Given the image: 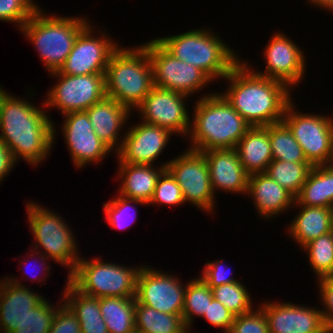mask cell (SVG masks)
Here are the masks:
<instances>
[{
    "instance_id": "1",
    "label": "cell",
    "mask_w": 333,
    "mask_h": 333,
    "mask_svg": "<svg viewBox=\"0 0 333 333\" xmlns=\"http://www.w3.org/2000/svg\"><path fill=\"white\" fill-rule=\"evenodd\" d=\"M31 102L9 92L5 95L0 108V140L16 162L22 158L36 168L52 153L57 134L45 104L38 107Z\"/></svg>"
},
{
    "instance_id": "2",
    "label": "cell",
    "mask_w": 333,
    "mask_h": 333,
    "mask_svg": "<svg viewBox=\"0 0 333 333\" xmlns=\"http://www.w3.org/2000/svg\"><path fill=\"white\" fill-rule=\"evenodd\" d=\"M246 62L240 60L232 68L224 78L229 87L220 94L251 127L281 122L293 99L292 90L280 81L257 74Z\"/></svg>"
},
{
    "instance_id": "3",
    "label": "cell",
    "mask_w": 333,
    "mask_h": 333,
    "mask_svg": "<svg viewBox=\"0 0 333 333\" xmlns=\"http://www.w3.org/2000/svg\"><path fill=\"white\" fill-rule=\"evenodd\" d=\"M201 96L194 103L188 148L201 152L235 148L251 126L220 92Z\"/></svg>"
},
{
    "instance_id": "4",
    "label": "cell",
    "mask_w": 333,
    "mask_h": 333,
    "mask_svg": "<svg viewBox=\"0 0 333 333\" xmlns=\"http://www.w3.org/2000/svg\"><path fill=\"white\" fill-rule=\"evenodd\" d=\"M155 39L171 55L202 70L212 81L224 79L241 60L233 47L210 28Z\"/></svg>"
},
{
    "instance_id": "5",
    "label": "cell",
    "mask_w": 333,
    "mask_h": 333,
    "mask_svg": "<svg viewBox=\"0 0 333 333\" xmlns=\"http://www.w3.org/2000/svg\"><path fill=\"white\" fill-rule=\"evenodd\" d=\"M140 45L119 46L111 55L105 73L106 97L131 111L154 87L151 61L146 48Z\"/></svg>"
},
{
    "instance_id": "6",
    "label": "cell",
    "mask_w": 333,
    "mask_h": 333,
    "mask_svg": "<svg viewBox=\"0 0 333 333\" xmlns=\"http://www.w3.org/2000/svg\"><path fill=\"white\" fill-rule=\"evenodd\" d=\"M89 17L47 14L41 7L18 29L30 41L49 73L59 71Z\"/></svg>"
},
{
    "instance_id": "7",
    "label": "cell",
    "mask_w": 333,
    "mask_h": 333,
    "mask_svg": "<svg viewBox=\"0 0 333 333\" xmlns=\"http://www.w3.org/2000/svg\"><path fill=\"white\" fill-rule=\"evenodd\" d=\"M26 201L27 219L33 235L34 245L31 249L39 251L57 264L65 266L69 276L76 268L77 261L81 258L78 242L69 224L64 217L41 204ZM40 247V248H39ZM42 247V248H41ZM39 248V249H38Z\"/></svg>"
},
{
    "instance_id": "8",
    "label": "cell",
    "mask_w": 333,
    "mask_h": 333,
    "mask_svg": "<svg viewBox=\"0 0 333 333\" xmlns=\"http://www.w3.org/2000/svg\"><path fill=\"white\" fill-rule=\"evenodd\" d=\"M141 266L130 267L106 262L102 257H81L68 280L82 293L102 297H136L137 276Z\"/></svg>"
},
{
    "instance_id": "9",
    "label": "cell",
    "mask_w": 333,
    "mask_h": 333,
    "mask_svg": "<svg viewBox=\"0 0 333 333\" xmlns=\"http://www.w3.org/2000/svg\"><path fill=\"white\" fill-rule=\"evenodd\" d=\"M293 102L286 106L282 121L303 149L308 163L312 167L332 164L333 117L299 112Z\"/></svg>"
},
{
    "instance_id": "10",
    "label": "cell",
    "mask_w": 333,
    "mask_h": 333,
    "mask_svg": "<svg viewBox=\"0 0 333 333\" xmlns=\"http://www.w3.org/2000/svg\"><path fill=\"white\" fill-rule=\"evenodd\" d=\"M166 169L180 186L185 204L188 202L200 211L213 214L217 201L203 152L188 148L170 159Z\"/></svg>"
},
{
    "instance_id": "11",
    "label": "cell",
    "mask_w": 333,
    "mask_h": 333,
    "mask_svg": "<svg viewBox=\"0 0 333 333\" xmlns=\"http://www.w3.org/2000/svg\"><path fill=\"white\" fill-rule=\"evenodd\" d=\"M142 45L151 61L155 86L192 96L212 83L202 70L171 55L155 38Z\"/></svg>"
},
{
    "instance_id": "12",
    "label": "cell",
    "mask_w": 333,
    "mask_h": 333,
    "mask_svg": "<svg viewBox=\"0 0 333 333\" xmlns=\"http://www.w3.org/2000/svg\"><path fill=\"white\" fill-rule=\"evenodd\" d=\"M57 83L47 91L46 108H57L62 115L69 112L86 111L106 97L105 73L89 75H65L51 72Z\"/></svg>"
},
{
    "instance_id": "13",
    "label": "cell",
    "mask_w": 333,
    "mask_h": 333,
    "mask_svg": "<svg viewBox=\"0 0 333 333\" xmlns=\"http://www.w3.org/2000/svg\"><path fill=\"white\" fill-rule=\"evenodd\" d=\"M94 30L90 22L79 33L73 49L59 70L61 74L76 76L106 73L109 59L120 44L111 39L105 29L103 30L106 33L101 32V29L100 32L98 30V36L93 32Z\"/></svg>"
},
{
    "instance_id": "14",
    "label": "cell",
    "mask_w": 333,
    "mask_h": 333,
    "mask_svg": "<svg viewBox=\"0 0 333 333\" xmlns=\"http://www.w3.org/2000/svg\"><path fill=\"white\" fill-rule=\"evenodd\" d=\"M188 98L190 96L154 85L135 112L138 110L141 121L186 138L191 126V117L186 109Z\"/></svg>"
},
{
    "instance_id": "15",
    "label": "cell",
    "mask_w": 333,
    "mask_h": 333,
    "mask_svg": "<svg viewBox=\"0 0 333 333\" xmlns=\"http://www.w3.org/2000/svg\"><path fill=\"white\" fill-rule=\"evenodd\" d=\"M142 264L137 276L136 300L166 314L182 315L186 286L174 274Z\"/></svg>"
},
{
    "instance_id": "16",
    "label": "cell",
    "mask_w": 333,
    "mask_h": 333,
    "mask_svg": "<svg viewBox=\"0 0 333 333\" xmlns=\"http://www.w3.org/2000/svg\"><path fill=\"white\" fill-rule=\"evenodd\" d=\"M272 35L263 52V58L267 64L265 70L256 69L255 71L254 69L253 71L261 76L280 81L290 90H294V86L297 87L304 79L306 56L301 47L283 32L277 31Z\"/></svg>"
},
{
    "instance_id": "17",
    "label": "cell",
    "mask_w": 333,
    "mask_h": 333,
    "mask_svg": "<svg viewBox=\"0 0 333 333\" xmlns=\"http://www.w3.org/2000/svg\"><path fill=\"white\" fill-rule=\"evenodd\" d=\"M63 137L74 166L99 164L112 151L94 132L86 111L69 112L63 115Z\"/></svg>"
},
{
    "instance_id": "18",
    "label": "cell",
    "mask_w": 333,
    "mask_h": 333,
    "mask_svg": "<svg viewBox=\"0 0 333 333\" xmlns=\"http://www.w3.org/2000/svg\"><path fill=\"white\" fill-rule=\"evenodd\" d=\"M140 123V124H139ZM130 126L120 150L115 154L117 163L154 165L173 135L166 128L143 121Z\"/></svg>"
},
{
    "instance_id": "19",
    "label": "cell",
    "mask_w": 333,
    "mask_h": 333,
    "mask_svg": "<svg viewBox=\"0 0 333 333\" xmlns=\"http://www.w3.org/2000/svg\"><path fill=\"white\" fill-rule=\"evenodd\" d=\"M271 301V302H270ZM264 301L259 307L264 311L269 333H327L320 308L292 302Z\"/></svg>"
},
{
    "instance_id": "20",
    "label": "cell",
    "mask_w": 333,
    "mask_h": 333,
    "mask_svg": "<svg viewBox=\"0 0 333 333\" xmlns=\"http://www.w3.org/2000/svg\"><path fill=\"white\" fill-rule=\"evenodd\" d=\"M209 168L211 187L225 193H247L249 174L241 164L235 148L211 149L203 152Z\"/></svg>"
},
{
    "instance_id": "21",
    "label": "cell",
    "mask_w": 333,
    "mask_h": 333,
    "mask_svg": "<svg viewBox=\"0 0 333 333\" xmlns=\"http://www.w3.org/2000/svg\"><path fill=\"white\" fill-rule=\"evenodd\" d=\"M10 277L0 279V333L13 332L30 309L44 299L20 279Z\"/></svg>"
},
{
    "instance_id": "22",
    "label": "cell",
    "mask_w": 333,
    "mask_h": 333,
    "mask_svg": "<svg viewBox=\"0 0 333 333\" xmlns=\"http://www.w3.org/2000/svg\"><path fill=\"white\" fill-rule=\"evenodd\" d=\"M86 112L99 139L112 153H117L123 142V138L120 137L125 135V132L121 134L120 131L123 130L125 124H128L129 117L134 113L131 114L128 107L109 97L93 104Z\"/></svg>"
},
{
    "instance_id": "23",
    "label": "cell",
    "mask_w": 333,
    "mask_h": 333,
    "mask_svg": "<svg viewBox=\"0 0 333 333\" xmlns=\"http://www.w3.org/2000/svg\"><path fill=\"white\" fill-rule=\"evenodd\" d=\"M255 211L262 218L272 219L293 208L295 197L266 173L249 175L247 193Z\"/></svg>"
},
{
    "instance_id": "24",
    "label": "cell",
    "mask_w": 333,
    "mask_h": 333,
    "mask_svg": "<svg viewBox=\"0 0 333 333\" xmlns=\"http://www.w3.org/2000/svg\"><path fill=\"white\" fill-rule=\"evenodd\" d=\"M157 167L154 165L118 163V178L121 182L117 195L129 199H137L149 203L160 174L166 169L167 163Z\"/></svg>"
},
{
    "instance_id": "25",
    "label": "cell",
    "mask_w": 333,
    "mask_h": 333,
    "mask_svg": "<svg viewBox=\"0 0 333 333\" xmlns=\"http://www.w3.org/2000/svg\"><path fill=\"white\" fill-rule=\"evenodd\" d=\"M235 150L249 175L265 173L273 160L268 126L250 127L236 144Z\"/></svg>"
},
{
    "instance_id": "26",
    "label": "cell",
    "mask_w": 333,
    "mask_h": 333,
    "mask_svg": "<svg viewBox=\"0 0 333 333\" xmlns=\"http://www.w3.org/2000/svg\"><path fill=\"white\" fill-rule=\"evenodd\" d=\"M293 207H298L297 216L288 226L287 234L293 238L300 248L321 235L331 232V216L333 208L303 206L296 202Z\"/></svg>"
},
{
    "instance_id": "27",
    "label": "cell",
    "mask_w": 333,
    "mask_h": 333,
    "mask_svg": "<svg viewBox=\"0 0 333 333\" xmlns=\"http://www.w3.org/2000/svg\"><path fill=\"white\" fill-rule=\"evenodd\" d=\"M66 283L61 297L78 319L81 333H108L100 311V298L82 293L68 279Z\"/></svg>"
},
{
    "instance_id": "28",
    "label": "cell",
    "mask_w": 333,
    "mask_h": 333,
    "mask_svg": "<svg viewBox=\"0 0 333 333\" xmlns=\"http://www.w3.org/2000/svg\"><path fill=\"white\" fill-rule=\"evenodd\" d=\"M295 202L303 206L333 208V163L312 167Z\"/></svg>"
},
{
    "instance_id": "29",
    "label": "cell",
    "mask_w": 333,
    "mask_h": 333,
    "mask_svg": "<svg viewBox=\"0 0 333 333\" xmlns=\"http://www.w3.org/2000/svg\"><path fill=\"white\" fill-rule=\"evenodd\" d=\"M136 333H189L182 315L166 314L140 304L135 298Z\"/></svg>"
},
{
    "instance_id": "30",
    "label": "cell",
    "mask_w": 333,
    "mask_h": 333,
    "mask_svg": "<svg viewBox=\"0 0 333 333\" xmlns=\"http://www.w3.org/2000/svg\"><path fill=\"white\" fill-rule=\"evenodd\" d=\"M100 311L108 333H136L135 298L102 297Z\"/></svg>"
},
{
    "instance_id": "31",
    "label": "cell",
    "mask_w": 333,
    "mask_h": 333,
    "mask_svg": "<svg viewBox=\"0 0 333 333\" xmlns=\"http://www.w3.org/2000/svg\"><path fill=\"white\" fill-rule=\"evenodd\" d=\"M311 169L308 162L272 160L265 173L296 197Z\"/></svg>"
},
{
    "instance_id": "32",
    "label": "cell",
    "mask_w": 333,
    "mask_h": 333,
    "mask_svg": "<svg viewBox=\"0 0 333 333\" xmlns=\"http://www.w3.org/2000/svg\"><path fill=\"white\" fill-rule=\"evenodd\" d=\"M273 160L308 162L303 149L283 122L268 125Z\"/></svg>"
},
{
    "instance_id": "33",
    "label": "cell",
    "mask_w": 333,
    "mask_h": 333,
    "mask_svg": "<svg viewBox=\"0 0 333 333\" xmlns=\"http://www.w3.org/2000/svg\"><path fill=\"white\" fill-rule=\"evenodd\" d=\"M182 317L186 326L192 329L194 316L201 317L214 299L211 288L198 276L186 284Z\"/></svg>"
},
{
    "instance_id": "34",
    "label": "cell",
    "mask_w": 333,
    "mask_h": 333,
    "mask_svg": "<svg viewBox=\"0 0 333 333\" xmlns=\"http://www.w3.org/2000/svg\"><path fill=\"white\" fill-rule=\"evenodd\" d=\"M308 261L317 279L329 277L333 273V233L328 232L306 244Z\"/></svg>"
},
{
    "instance_id": "35",
    "label": "cell",
    "mask_w": 333,
    "mask_h": 333,
    "mask_svg": "<svg viewBox=\"0 0 333 333\" xmlns=\"http://www.w3.org/2000/svg\"><path fill=\"white\" fill-rule=\"evenodd\" d=\"M241 281L212 288L213 298L223 304L234 316L249 313L254 304L251 294Z\"/></svg>"
},
{
    "instance_id": "36",
    "label": "cell",
    "mask_w": 333,
    "mask_h": 333,
    "mask_svg": "<svg viewBox=\"0 0 333 333\" xmlns=\"http://www.w3.org/2000/svg\"><path fill=\"white\" fill-rule=\"evenodd\" d=\"M47 300L45 297L35 308L30 309L19 327L11 333H48L57 309L63 304V299L61 298L56 306Z\"/></svg>"
},
{
    "instance_id": "37",
    "label": "cell",
    "mask_w": 333,
    "mask_h": 333,
    "mask_svg": "<svg viewBox=\"0 0 333 333\" xmlns=\"http://www.w3.org/2000/svg\"><path fill=\"white\" fill-rule=\"evenodd\" d=\"M134 205H148L144 201L137 199H129L124 196H116L110 199L107 203H103V211L105 213V220L112 226V229H125L135 223L137 210ZM132 204V205H131ZM134 210V211H133ZM133 211V216L129 213Z\"/></svg>"
},
{
    "instance_id": "38",
    "label": "cell",
    "mask_w": 333,
    "mask_h": 333,
    "mask_svg": "<svg viewBox=\"0 0 333 333\" xmlns=\"http://www.w3.org/2000/svg\"><path fill=\"white\" fill-rule=\"evenodd\" d=\"M185 203L182 190L171 173L165 169L159 176L148 205L177 206Z\"/></svg>"
},
{
    "instance_id": "39",
    "label": "cell",
    "mask_w": 333,
    "mask_h": 333,
    "mask_svg": "<svg viewBox=\"0 0 333 333\" xmlns=\"http://www.w3.org/2000/svg\"><path fill=\"white\" fill-rule=\"evenodd\" d=\"M34 0H0V21L15 23L20 29L40 8Z\"/></svg>"
},
{
    "instance_id": "40",
    "label": "cell",
    "mask_w": 333,
    "mask_h": 333,
    "mask_svg": "<svg viewBox=\"0 0 333 333\" xmlns=\"http://www.w3.org/2000/svg\"><path fill=\"white\" fill-rule=\"evenodd\" d=\"M257 308L235 316L229 333H269L266 315L260 307Z\"/></svg>"
},
{
    "instance_id": "41",
    "label": "cell",
    "mask_w": 333,
    "mask_h": 333,
    "mask_svg": "<svg viewBox=\"0 0 333 333\" xmlns=\"http://www.w3.org/2000/svg\"><path fill=\"white\" fill-rule=\"evenodd\" d=\"M203 273L200 274V278L212 289L214 287L229 284L239 281L234 278L233 272L225 270L228 266L223 263L220 259L215 261H208L204 264ZM229 268V267H228ZM231 275V276H230Z\"/></svg>"
},
{
    "instance_id": "42",
    "label": "cell",
    "mask_w": 333,
    "mask_h": 333,
    "mask_svg": "<svg viewBox=\"0 0 333 333\" xmlns=\"http://www.w3.org/2000/svg\"><path fill=\"white\" fill-rule=\"evenodd\" d=\"M202 318L206 319L212 326L222 328V333H229L235 316L223 304L213 299Z\"/></svg>"
},
{
    "instance_id": "43",
    "label": "cell",
    "mask_w": 333,
    "mask_h": 333,
    "mask_svg": "<svg viewBox=\"0 0 333 333\" xmlns=\"http://www.w3.org/2000/svg\"><path fill=\"white\" fill-rule=\"evenodd\" d=\"M48 333H81L78 319L64 303L57 309Z\"/></svg>"
},
{
    "instance_id": "44",
    "label": "cell",
    "mask_w": 333,
    "mask_h": 333,
    "mask_svg": "<svg viewBox=\"0 0 333 333\" xmlns=\"http://www.w3.org/2000/svg\"><path fill=\"white\" fill-rule=\"evenodd\" d=\"M319 297L322 304L320 309L324 322L329 330H333V281L329 277L317 279ZM325 307V308H324Z\"/></svg>"
},
{
    "instance_id": "45",
    "label": "cell",
    "mask_w": 333,
    "mask_h": 333,
    "mask_svg": "<svg viewBox=\"0 0 333 333\" xmlns=\"http://www.w3.org/2000/svg\"><path fill=\"white\" fill-rule=\"evenodd\" d=\"M17 162L14 160L13 155L9 148L0 140V183L3 182L6 175L11 173L16 166ZM14 167V168H13Z\"/></svg>"
},
{
    "instance_id": "46",
    "label": "cell",
    "mask_w": 333,
    "mask_h": 333,
    "mask_svg": "<svg viewBox=\"0 0 333 333\" xmlns=\"http://www.w3.org/2000/svg\"><path fill=\"white\" fill-rule=\"evenodd\" d=\"M31 251V254L29 253V255H26V257H25V259H23V261L22 260H20L19 259V261H20V263L22 264V263H24V262H26V261H29V258H30V260H35L36 258L37 259H39V260H35V261H37V263L38 262H40V266H43V268H41L42 270L41 271H43L45 274H47V277H49L51 274L49 273V270H52L50 267V265H46V263L47 264H49V262H47V260L49 261V258L48 257H46V256H44L42 253H39V251H36L35 252V250H33V249H31L30 250ZM27 257H28V260H26L27 259ZM33 257V258H32ZM35 257V258H34ZM43 262V263H42ZM45 262V263H44ZM32 263V262H31ZM30 264V263H29ZM28 265V264H27ZM26 268H27V266H25ZM24 269V268H23ZM40 271V272H41ZM48 272V273H47ZM22 273H25V271H23ZM25 274H28V273H25ZM28 276V275H27ZM30 276V275H29ZM39 276V277H38ZM38 276H37V278H35V279H33L32 281H31V283L32 282H35V280H37V283L38 282H45V280H46V275H44V277H42L41 275H39L38 274ZM32 277V276H31ZM42 277V278H41ZM33 278V277H32ZM44 279V280H43Z\"/></svg>"
},
{
    "instance_id": "47",
    "label": "cell",
    "mask_w": 333,
    "mask_h": 333,
    "mask_svg": "<svg viewBox=\"0 0 333 333\" xmlns=\"http://www.w3.org/2000/svg\"><path fill=\"white\" fill-rule=\"evenodd\" d=\"M308 3L312 4V6L320 7L321 10L332 11L333 13V0H306Z\"/></svg>"
},
{
    "instance_id": "48",
    "label": "cell",
    "mask_w": 333,
    "mask_h": 333,
    "mask_svg": "<svg viewBox=\"0 0 333 333\" xmlns=\"http://www.w3.org/2000/svg\"><path fill=\"white\" fill-rule=\"evenodd\" d=\"M2 88H3V87L0 86V108H1V102L3 101L5 95L8 93V92H6L5 89L3 90Z\"/></svg>"
},
{
    "instance_id": "49",
    "label": "cell",
    "mask_w": 333,
    "mask_h": 333,
    "mask_svg": "<svg viewBox=\"0 0 333 333\" xmlns=\"http://www.w3.org/2000/svg\"><path fill=\"white\" fill-rule=\"evenodd\" d=\"M331 232L333 233V211H332V216H331Z\"/></svg>"
},
{
    "instance_id": "50",
    "label": "cell",
    "mask_w": 333,
    "mask_h": 333,
    "mask_svg": "<svg viewBox=\"0 0 333 333\" xmlns=\"http://www.w3.org/2000/svg\"><path fill=\"white\" fill-rule=\"evenodd\" d=\"M329 278L333 281V273L329 276Z\"/></svg>"
}]
</instances>
